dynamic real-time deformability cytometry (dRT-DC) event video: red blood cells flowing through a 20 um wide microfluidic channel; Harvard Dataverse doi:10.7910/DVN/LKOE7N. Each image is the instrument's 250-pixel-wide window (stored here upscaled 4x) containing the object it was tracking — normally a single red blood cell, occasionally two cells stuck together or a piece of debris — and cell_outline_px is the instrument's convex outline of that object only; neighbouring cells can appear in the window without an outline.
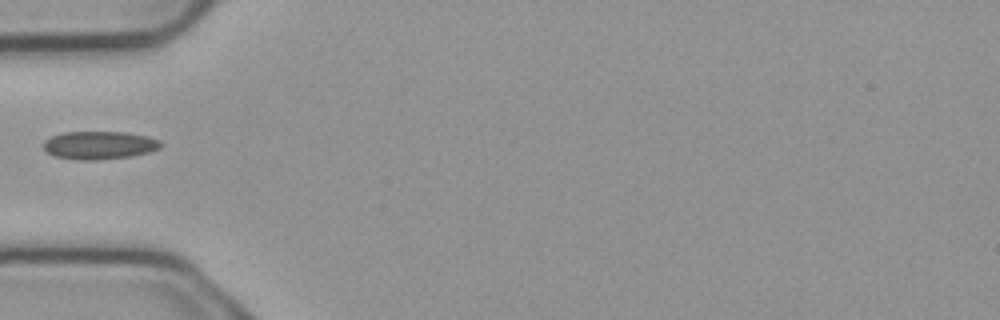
{"species": "common noctule bat (a hibernating species)", "species_latin": "Nyctalus noctula", "temperature_condition": "cold", "stored_images_in_passage": 1, "camera_frame_rate_fps": 3000, "um_per_image_px": 0.085, "animal": {"sex": "male", "body_mass_g": 23.1, "forearm_length_mm": 52.7}, "frame": {"image": 1, "passage_image": 1, "time_ms": 0.0, "image_size_px": [1000, 320], "cell_outline_px": [[164, 144], [160, 148], [148, 152], [132, 156], [96, 160], [84, 160], [56, 156], [48, 152], [44, 148], [44, 140], [52, 136], [64, 132], [124, 132], [148, 136], [160, 140]], "centroid_in_image_um": [8.49, 12.33], "position_along_channel_um": 76.5, "area_um2": 19.07}}